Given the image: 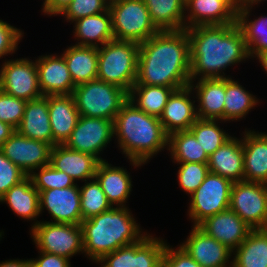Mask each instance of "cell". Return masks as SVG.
I'll list each match as a JSON object with an SVG mask.
<instances>
[{
  "label": "cell",
  "mask_w": 267,
  "mask_h": 267,
  "mask_svg": "<svg viewBox=\"0 0 267 267\" xmlns=\"http://www.w3.org/2000/svg\"><path fill=\"white\" fill-rule=\"evenodd\" d=\"M191 80L229 78L225 71L250 59L237 25H199L187 29Z\"/></svg>",
  "instance_id": "cell-1"
},
{
  "label": "cell",
  "mask_w": 267,
  "mask_h": 267,
  "mask_svg": "<svg viewBox=\"0 0 267 267\" xmlns=\"http://www.w3.org/2000/svg\"><path fill=\"white\" fill-rule=\"evenodd\" d=\"M240 135L244 155V181L267 184V133L245 128Z\"/></svg>",
  "instance_id": "cell-21"
},
{
  "label": "cell",
  "mask_w": 267,
  "mask_h": 267,
  "mask_svg": "<svg viewBox=\"0 0 267 267\" xmlns=\"http://www.w3.org/2000/svg\"><path fill=\"white\" fill-rule=\"evenodd\" d=\"M112 140H114V121L80 116L64 145L71 150L91 154L99 161H106L100 155Z\"/></svg>",
  "instance_id": "cell-13"
},
{
  "label": "cell",
  "mask_w": 267,
  "mask_h": 267,
  "mask_svg": "<svg viewBox=\"0 0 267 267\" xmlns=\"http://www.w3.org/2000/svg\"><path fill=\"white\" fill-rule=\"evenodd\" d=\"M178 89L181 88L157 85H133L128 93V100L148 115L159 118L169 97Z\"/></svg>",
  "instance_id": "cell-35"
},
{
  "label": "cell",
  "mask_w": 267,
  "mask_h": 267,
  "mask_svg": "<svg viewBox=\"0 0 267 267\" xmlns=\"http://www.w3.org/2000/svg\"><path fill=\"white\" fill-rule=\"evenodd\" d=\"M16 131L11 125L0 121V148L4 142Z\"/></svg>",
  "instance_id": "cell-49"
},
{
  "label": "cell",
  "mask_w": 267,
  "mask_h": 267,
  "mask_svg": "<svg viewBox=\"0 0 267 267\" xmlns=\"http://www.w3.org/2000/svg\"><path fill=\"white\" fill-rule=\"evenodd\" d=\"M0 267H32L31 259H7L0 262Z\"/></svg>",
  "instance_id": "cell-48"
},
{
  "label": "cell",
  "mask_w": 267,
  "mask_h": 267,
  "mask_svg": "<svg viewBox=\"0 0 267 267\" xmlns=\"http://www.w3.org/2000/svg\"><path fill=\"white\" fill-rule=\"evenodd\" d=\"M253 9H238L236 17V23L244 35L251 60L255 59L259 53L267 51V15L261 14L251 19Z\"/></svg>",
  "instance_id": "cell-34"
},
{
  "label": "cell",
  "mask_w": 267,
  "mask_h": 267,
  "mask_svg": "<svg viewBox=\"0 0 267 267\" xmlns=\"http://www.w3.org/2000/svg\"><path fill=\"white\" fill-rule=\"evenodd\" d=\"M237 0H186L185 29L236 23Z\"/></svg>",
  "instance_id": "cell-17"
},
{
  "label": "cell",
  "mask_w": 267,
  "mask_h": 267,
  "mask_svg": "<svg viewBox=\"0 0 267 267\" xmlns=\"http://www.w3.org/2000/svg\"><path fill=\"white\" fill-rule=\"evenodd\" d=\"M259 100L238 80L225 78L224 123L246 119L247 114L259 105Z\"/></svg>",
  "instance_id": "cell-31"
},
{
  "label": "cell",
  "mask_w": 267,
  "mask_h": 267,
  "mask_svg": "<svg viewBox=\"0 0 267 267\" xmlns=\"http://www.w3.org/2000/svg\"><path fill=\"white\" fill-rule=\"evenodd\" d=\"M0 89L26 101L43 97L36 60L29 57L3 59L2 65L0 64Z\"/></svg>",
  "instance_id": "cell-10"
},
{
  "label": "cell",
  "mask_w": 267,
  "mask_h": 267,
  "mask_svg": "<svg viewBox=\"0 0 267 267\" xmlns=\"http://www.w3.org/2000/svg\"><path fill=\"white\" fill-rule=\"evenodd\" d=\"M24 31L0 19V59L15 54Z\"/></svg>",
  "instance_id": "cell-43"
},
{
  "label": "cell",
  "mask_w": 267,
  "mask_h": 267,
  "mask_svg": "<svg viewBox=\"0 0 267 267\" xmlns=\"http://www.w3.org/2000/svg\"><path fill=\"white\" fill-rule=\"evenodd\" d=\"M112 30L117 40L142 43L159 32L143 0H110Z\"/></svg>",
  "instance_id": "cell-7"
},
{
  "label": "cell",
  "mask_w": 267,
  "mask_h": 267,
  "mask_svg": "<svg viewBox=\"0 0 267 267\" xmlns=\"http://www.w3.org/2000/svg\"><path fill=\"white\" fill-rule=\"evenodd\" d=\"M60 54L64 56L75 86L97 79V47L71 44Z\"/></svg>",
  "instance_id": "cell-30"
},
{
  "label": "cell",
  "mask_w": 267,
  "mask_h": 267,
  "mask_svg": "<svg viewBox=\"0 0 267 267\" xmlns=\"http://www.w3.org/2000/svg\"><path fill=\"white\" fill-rule=\"evenodd\" d=\"M79 189L82 221L99 215L112 207L96 178L85 181L82 186L79 185Z\"/></svg>",
  "instance_id": "cell-38"
},
{
  "label": "cell",
  "mask_w": 267,
  "mask_h": 267,
  "mask_svg": "<svg viewBox=\"0 0 267 267\" xmlns=\"http://www.w3.org/2000/svg\"><path fill=\"white\" fill-rule=\"evenodd\" d=\"M49 120L53 146L64 145L80 117L75 100L70 95H48Z\"/></svg>",
  "instance_id": "cell-25"
},
{
  "label": "cell",
  "mask_w": 267,
  "mask_h": 267,
  "mask_svg": "<svg viewBox=\"0 0 267 267\" xmlns=\"http://www.w3.org/2000/svg\"><path fill=\"white\" fill-rule=\"evenodd\" d=\"M72 0H44L41 12L49 17L60 16Z\"/></svg>",
  "instance_id": "cell-47"
},
{
  "label": "cell",
  "mask_w": 267,
  "mask_h": 267,
  "mask_svg": "<svg viewBox=\"0 0 267 267\" xmlns=\"http://www.w3.org/2000/svg\"><path fill=\"white\" fill-rule=\"evenodd\" d=\"M139 43L113 39L98 48L97 79L128 93L137 76Z\"/></svg>",
  "instance_id": "cell-5"
},
{
  "label": "cell",
  "mask_w": 267,
  "mask_h": 267,
  "mask_svg": "<svg viewBox=\"0 0 267 267\" xmlns=\"http://www.w3.org/2000/svg\"><path fill=\"white\" fill-rule=\"evenodd\" d=\"M223 122V120L198 118L189 128V131L195 136L208 157L232 137L231 134L221 128L220 123Z\"/></svg>",
  "instance_id": "cell-37"
},
{
  "label": "cell",
  "mask_w": 267,
  "mask_h": 267,
  "mask_svg": "<svg viewBox=\"0 0 267 267\" xmlns=\"http://www.w3.org/2000/svg\"><path fill=\"white\" fill-rule=\"evenodd\" d=\"M191 227L188 237L179 245L184 251L202 267H232V250L198 226Z\"/></svg>",
  "instance_id": "cell-16"
},
{
  "label": "cell",
  "mask_w": 267,
  "mask_h": 267,
  "mask_svg": "<svg viewBox=\"0 0 267 267\" xmlns=\"http://www.w3.org/2000/svg\"><path fill=\"white\" fill-rule=\"evenodd\" d=\"M30 259L32 267H72L71 260L56 254L41 251H38L37 258Z\"/></svg>",
  "instance_id": "cell-46"
},
{
  "label": "cell",
  "mask_w": 267,
  "mask_h": 267,
  "mask_svg": "<svg viewBox=\"0 0 267 267\" xmlns=\"http://www.w3.org/2000/svg\"><path fill=\"white\" fill-rule=\"evenodd\" d=\"M177 164V180L181 190L190 196L210 172L208 163L185 162Z\"/></svg>",
  "instance_id": "cell-40"
},
{
  "label": "cell",
  "mask_w": 267,
  "mask_h": 267,
  "mask_svg": "<svg viewBox=\"0 0 267 267\" xmlns=\"http://www.w3.org/2000/svg\"><path fill=\"white\" fill-rule=\"evenodd\" d=\"M267 0H237L238 9L253 8L255 5H260Z\"/></svg>",
  "instance_id": "cell-50"
},
{
  "label": "cell",
  "mask_w": 267,
  "mask_h": 267,
  "mask_svg": "<svg viewBox=\"0 0 267 267\" xmlns=\"http://www.w3.org/2000/svg\"><path fill=\"white\" fill-rule=\"evenodd\" d=\"M152 23L159 31L185 29L186 0H143Z\"/></svg>",
  "instance_id": "cell-32"
},
{
  "label": "cell",
  "mask_w": 267,
  "mask_h": 267,
  "mask_svg": "<svg viewBox=\"0 0 267 267\" xmlns=\"http://www.w3.org/2000/svg\"><path fill=\"white\" fill-rule=\"evenodd\" d=\"M233 182L209 172L201 185L190 195L187 216L198 226L206 218L229 209Z\"/></svg>",
  "instance_id": "cell-9"
},
{
  "label": "cell",
  "mask_w": 267,
  "mask_h": 267,
  "mask_svg": "<svg viewBox=\"0 0 267 267\" xmlns=\"http://www.w3.org/2000/svg\"><path fill=\"white\" fill-rule=\"evenodd\" d=\"M114 141L133 168L149 163L168 150V135L159 118L148 115L129 100L114 119Z\"/></svg>",
  "instance_id": "cell-3"
},
{
  "label": "cell",
  "mask_w": 267,
  "mask_h": 267,
  "mask_svg": "<svg viewBox=\"0 0 267 267\" xmlns=\"http://www.w3.org/2000/svg\"><path fill=\"white\" fill-rule=\"evenodd\" d=\"M27 175L0 151V198Z\"/></svg>",
  "instance_id": "cell-44"
},
{
  "label": "cell",
  "mask_w": 267,
  "mask_h": 267,
  "mask_svg": "<svg viewBox=\"0 0 267 267\" xmlns=\"http://www.w3.org/2000/svg\"><path fill=\"white\" fill-rule=\"evenodd\" d=\"M167 152L170 153L172 163H208L209 161L208 155L189 130L170 134Z\"/></svg>",
  "instance_id": "cell-36"
},
{
  "label": "cell",
  "mask_w": 267,
  "mask_h": 267,
  "mask_svg": "<svg viewBox=\"0 0 267 267\" xmlns=\"http://www.w3.org/2000/svg\"><path fill=\"white\" fill-rule=\"evenodd\" d=\"M84 256L96 263L105 254L141 240L143 231L129 207H111L109 210L83 220Z\"/></svg>",
  "instance_id": "cell-4"
},
{
  "label": "cell",
  "mask_w": 267,
  "mask_h": 267,
  "mask_svg": "<svg viewBox=\"0 0 267 267\" xmlns=\"http://www.w3.org/2000/svg\"><path fill=\"white\" fill-rule=\"evenodd\" d=\"M195 102L196 99L190 86L172 93L159 117L168 136L178 131H187L195 123L198 119Z\"/></svg>",
  "instance_id": "cell-18"
},
{
  "label": "cell",
  "mask_w": 267,
  "mask_h": 267,
  "mask_svg": "<svg viewBox=\"0 0 267 267\" xmlns=\"http://www.w3.org/2000/svg\"><path fill=\"white\" fill-rule=\"evenodd\" d=\"M189 86L196 95L198 118L224 121L225 78L191 80Z\"/></svg>",
  "instance_id": "cell-22"
},
{
  "label": "cell",
  "mask_w": 267,
  "mask_h": 267,
  "mask_svg": "<svg viewBox=\"0 0 267 267\" xmlns=\"http://www.w3.org/2000/svg\"><path fill=\"white\" fill-rule=\"evenodd\" d=\"M166 240L146 234L141 240L105 254L95 264L100 267H161Z\"/></svg>",
  "instance_id": "cell-11"
},
{
  "label": "cell",
  "mask_w": 267,
  "mask_h": 267,
  "mask_svg": "<svg viewBox=\"0 0 267 267\" xmlns=\"http://www.w3.org/2000/svg\"><path fill=\"white\" fill-rule=\"evenodd\" d=\"M198 227L232 251L241 245L253 229L230 209L206 218Z\"/></svg>",
  "instance_id": "cell-19"
},
{
  "label": "cell",
  "mask_w": 267,
  "mask_h": 267,
  "mask_svg": "<svg viewBox=\"0 0 267 267\" xmlns=\"http://www.w3.org/2000/svg\"><path fill=\"white\" fill-rule=\"evenodd\" d=\"M0 203H6L8 207L23 220L34 221L31 227L40 221L37 219L40 212V194L34 187L30 176L12 186L1 198Z\"/></svg>",
  "instance_id": "cell-27"
},
{
  "label": "cell",
  "mask_w": 267,
  "mask_h": 267,
  "mask_svg": "<svg viewBox=\"0 0 267 267\" xmlns=\"http://www.w3.org/2000/svg\"><path fill=\"white\" fill-rule=\"evenodd\" d=\"M72 96L80 116L114 121L128 101V92L99 79L76 86Z\"/></svg>",
  "instance_id": "cell-6"
},
{
  "label": "cell",
  "mask_w": 267,
  "mask_h": 267,
  "mask_svg": "<svg viewBox=\"0 0 267 267\" xmlns=\"http://www.w3.org/2000/svg\"><path fill=\"white\" fill-rule=\"evenodd\" d=\"M51 150L50 144L24 137L17 130L0 148V151L27 176L50 164Z\"/></svg>",
  "instance_id": "cell-14"
},
{
  "label": "cell",
  "mask_w": 267,
  "mask_h": 267,
  "mask_svg": "<svg viewBox=\"0 0 267 267\" xmlns=\"http://www.w3.org/2000/svg\"><path fill=\"white\" fill-rule=\"evenodd\" d=\"M40 212L47 210L49 222L80 225L82 222L79 184L67 188L38 191Z\"/></svg>",
  "instance_id": "cell-15"
},
{
  "label": "cell",
  "mask_w": 267,
  "mask_h": 267,
  "mask_svg": "<svg viewBox=\"0 0 267 267\" xmlns=\"http://www.w3.org/2000/svg\"><path fill=\"white\" fill-rule=\"evenodd\" d=\"M36 66L40 91L43 96L70 95L76 87L72 81L64 56L56 53L38 56Z\"/></svg>",
  "instance_id": "cell-20"
},
{
  "label": "cell",
  "mask_w": 267,
  "mask_h": 267,
  "mask_svg": "<svg viewBox=\"0 0 267 267\" xmlns=\"http://www.w3.org/2000/svg\"><path fill=\"white\" fill-rule=\"evenodd\" d=\"M99 162L93 155L71 150L65 145H55L51 150L50 164L76 183L94 179Z\"/></svg>",
  "instance_id": "cell-23"
},
{
  "label": "cell",
  "mask_w": 267,
  "mask_h": 267,
  "mask_svg": "<svg viewBox=\"0 0 267 267\" xmlns=\"http://www.w3.org/2000/svg\"><path fill=\"white\" fill-rule=\"evenodd\" d=\"M255 58L256 60L258 59V63L262 66V70L267 74V51L259 53Z\"/></svg>",
  "instance_id": "cell-51"
},
{
  "label": "cell",
  "mask_w": 267,
  "mask_h": 267,
  "mask_svg": "<svg viewBox=\"0 0 267 267\" xmlns=\"http://www.w3.org/2000/svg\"><path fill=\"white\" fill-rule=\"evenodd\" d=\"M161 267H202L179 245L173 247L166 243Z\"/></svg>",
  "instance_id": "cell-45"
},
{
  "label": "cell",
  "mask_w": 267,
  "mask_h": 267,
  "mask_svg": "<svg viewBox=\"0 0 267 267\" xmlns=\"http://www.w3.org/2000/svg\"><path fill=\"white\" fill-rule=\"evenodd\" d=\"M16 130L24 137L46 142L53 147L48 96L27 101L22 121Z\"/></svg>",
  "instance_id": "cell-29"
},
{
  "label": "cell",
  "mask_w": 267,
  "mask_h": 267,
  "mask_svg": "<svg viewBox=\"0 0 267 267\" xmlns=\"http://www.w3.org/2000/svg\"><path fill=\"white\" fill-rule=\"evenodd\" d=\"M95 178L112 207H128L126 203L134 186L130 172L128 173L126 168L114 166L108 161H100Z\"/></svg>",
  "instance_id": "cell-24"
},
{
  "label": "cell",
  "mask_w": 267,
  "mask_h": 267,
  "mask_svg": "<svg viewBox=\"0 0 267 267\" xmlns=\"http://www.w3.org/2000/svg\"><path fill=\"white\" fill-rule=\"evenodd\" d=\"M232 267H267V229H252L233 251Z\"/></svg>",
  "instance_id": "cell-33"
},
{
  "label": "cell",
  "mask_w": 267,
  "mask_h": 267,
  "mask_svg": "<svg viewBox=\"0 0 267 267\" xmlns=\"http://www.w3.org/2000/svg\"><path fill=\"white\" fill-rule=\"evenodd\" d=\"M209 171L233 183L244 181V155L242 138L232 136L209 156Z\"/></svg>",
  "instance_id": "cell-26"
},
{
  "label": "cell",
  "mask_w": 267,
  "mask_h": 267,
  "mask_svg": "<svg viewBox=\"0 0 267 267\" xmlns=\"http://www.w3.org/2000/svg\"><path fill=\"white\" fill-rule=\"evenodd\" d=\"M110 0H72L60 14L64 21L72 22L87 16L97 15L109 8Z\"/></svg>",
  "instance_id": "cell-41"
},
{
  "label": "cell",
  "mask_w": 267,
  "mask_h": 267,
  "mask_svg": "<svg viewBox=\"0 0 267 267\" xmlns=\"http://www.w3.org/2000/svg\"><path fill=\"white\" fill-rule=\"evenodd\" d=\"M27 101L8 95L0 89V121L15 129L20 125Z\"/></svg>",
  "instance_id": "cell-42"
},
{
  "label": "cell",
  "mask_w": 267,
  "mask_h": 267,
  "mask_svg": "<svg viewBox=\"0 0 267 267\" xmlns=\"http://www.w3.org/2000/svg\"><path fill=\"white\" fill-rule=\"evenodd\" d=\"M229 209L253 229L267 228V184L247 181L233 183Z\"/></svg>",
  "instance_id": "cell-12"
},
{
  "label": "cell",
  "mask_w": 267,
  "mask_h": 267,
  "mask_svg": "<svg viewBox=\"0 0 267 267\" xmlns=\"http://www.w3.org/2000/svg\"><path fill=\"white\" fill-rule=\"evenodd\" d=\"M73 23L76 45L102 47L115 39L112 30V16L109 8L100 14L80 18Z\"/></svg>",
  "instance_id": "cell-28"
},
{
  "label": "cell",
  "mask_w": 267,
  "mask_h": 267,
  "mask_svg": "<svg viewBox=\"0 0 267 267\" xmlns=\"http://www.w3.org/2000/svg\"><path fill=\"white\" fill-rule=\"evenodd\" d=\"M190 81L187 29L159 31L140 43L134 85L184 88L189 86Z\"/></svg>",
  "instance_id": "cell-2"
},
{
  "label": "cell",
  "mask_w": 267,
  "mask_h": 267,
  "mask_svg": "<svg viewBox=\"0 0 267 267\" xmlns=\"http://www.w3.org/2000/svg\"><path fill=\"white\" fill-rule=\"evenodd\" d=\"M3 236H4V231L0 230V241H1L2 238H4Z\"/></svg>",
  "instance_id": "cell-52"
},
{
  "label": "cell",
  "mask_w": 267,
  "mask_h": 267,
  "mask_svg": "<svg viewBox=\"0 0 267 267\" xmlns=\"http://www.w3.org/2000/svg\"><path fill=\"white\" fill-rule=\"evenodd\" d=\"M39 171V172H38ZM34 187L38 191L53 188L72 187L76 182L65 172L55 169L51 164L38 168L30 175Z\"/></svg>",
  "instance_id": "cell-39"
},
{
  "label": "cell",
  "mask_w": 267,
  "mask_h": 267,
  "mask_svg": "<svg viewBox=\"0 0 267 267\" xmlns=\"http://www.w3.org/2000/svg\"><path fill=\"white\" fill-rule=\"evenodd\" d=\"M30 235L38 251L71 259L84 255L80 225L42 221L30 228Z\"/></svg>",
  "instance_id": "cell-8"
}]
</instances>
